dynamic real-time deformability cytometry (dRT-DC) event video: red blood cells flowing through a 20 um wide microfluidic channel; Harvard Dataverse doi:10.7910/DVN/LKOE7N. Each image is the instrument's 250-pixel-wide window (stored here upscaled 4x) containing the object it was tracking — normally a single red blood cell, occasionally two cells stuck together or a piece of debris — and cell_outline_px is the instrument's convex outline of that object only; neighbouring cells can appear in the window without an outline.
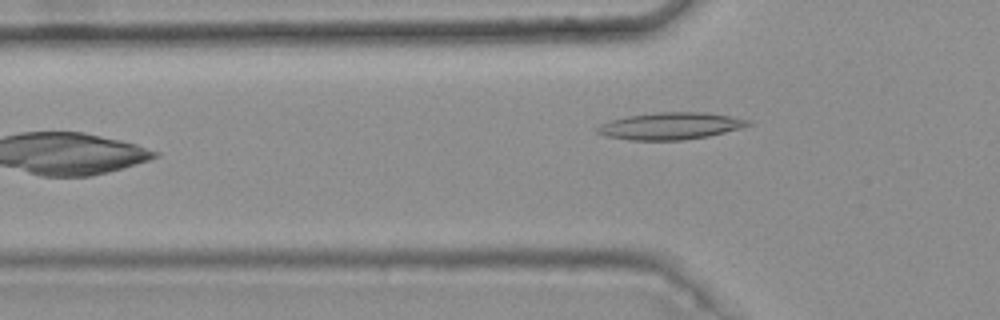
{"species": "common noctule bat (a hibernating species)", "species_latin": "Nyctalus noctula", "temperature_condition": "warm", "stored_images_in_passage": 6, "camera_frame_rate_fps": 3000, "um_per_image_px": 0.085, "animal": {"sex": "female", "body_mass_g": 25.1}, "frame": {"image": 1, "passage_image": 6, "time_ms": 1.667, "image_size_px": [1000, 320], "cell_outline_px": [[752, 124], [740, 128], [708, 136], [680, 140], [628, 140], [604, 136], [596, 132], [596, 128], [600, 124], [608, 120], [628, 116], [656, 112], [704, 112], [752, 120]], "centroid_in_image_um": [56.94, 10.71], "position_along_channel_um": 68.9, "area_um2": 23.76}}